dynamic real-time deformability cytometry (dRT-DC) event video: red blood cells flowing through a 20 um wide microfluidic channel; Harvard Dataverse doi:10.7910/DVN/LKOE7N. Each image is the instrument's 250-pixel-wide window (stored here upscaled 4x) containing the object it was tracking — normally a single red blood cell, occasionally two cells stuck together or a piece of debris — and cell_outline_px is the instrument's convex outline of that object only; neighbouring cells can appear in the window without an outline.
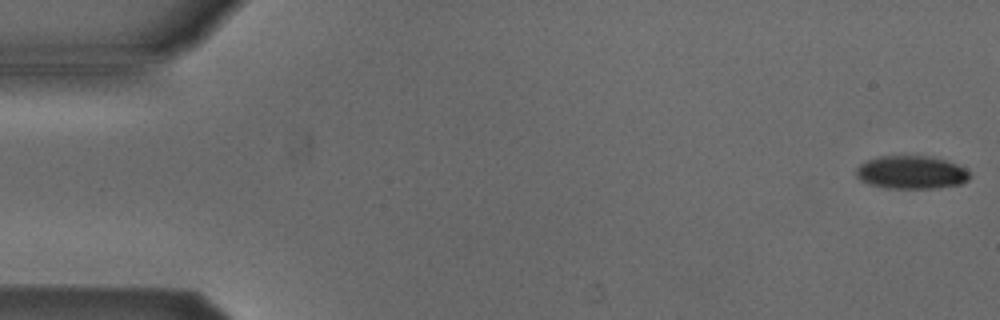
{"species": "Egyptian fruit bat (a non-hibernating species)", "species_latin": "Rousettus aegyptiacus", "temperature_condition": "cold", "stored_images_in_passage": 53, "camera_frame_rate_fps": 3000, "um_per_image_px": 0.085, "animal": {"sex": "male"}, "frame": {"image": 1, "passage_image": 1, "time_ms": 0.0, "image_size_px": [1000, 320], "cell_outline_px": [[968, 180], [960, 184], [936, 188], [884, 188], [868, 184], [860, 180], [856, 176], [856, 168], [860, 164], [868, 160], [880, 156], [928, 156], [944, 160], [956, 164], [964, 168], [968, 172]], "centroid_in_image_um": [77.41, 14.66], "position_along_channel_um": 7.6, "area_um2": 21.79}}
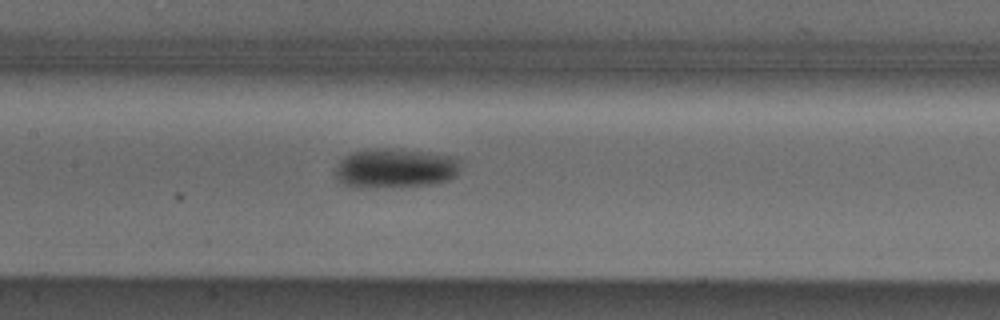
{"frame": {"image": 2, "passage_image": 25, "time_ms": 8.0, "image_size_px": [1000, 320], "cell_outline_px": [[460, 172], [456, 176], [448, 180], [432, 184], [352, 188], [344, 184], [332, 172], [336, 164], [344, 156], [352, 152], [364, 148], [396, 148], [428, 152], [456, 156], [460, 160]], "centroid_in_image_um": [33.58, 14.27], "position_along_channel_um": 173.8, "area_um2": 29.42}}
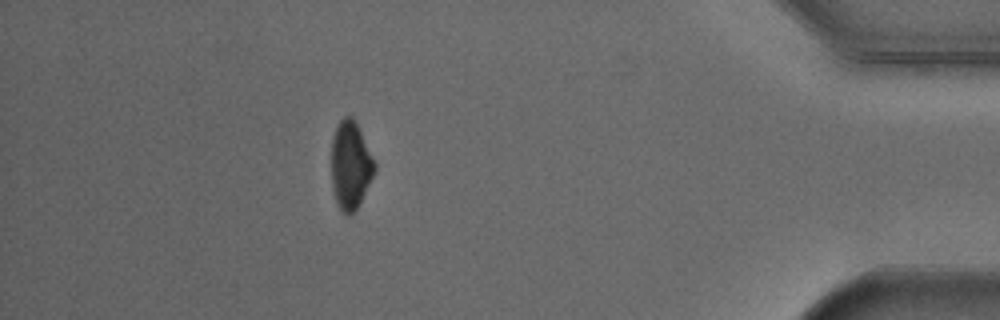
{"frame": {"image": 3, "passage_image": 47, "time_ms": 15.333, "image_size_px": [1000, 320], "cell_outline_px": [[376, 168], [360, 204], [352, 216], [348, 216], [336, 204], [332, 188], [332, 136], [340, 120], [344, 116], [352, 116], [376, 164]], "centroid_in_image_um": [29.78, 14.1], "position_along_channel_um": 405.4, "area_um2": 21.96}, "authors_computed_cell_mechanics": {"area_um2": 24.854, "velocity_mm_per_s": 3.8621, "shape_relaxation_time_tau1_ms": 2.8173, "shape_relaxation_time_tau2_ms": null, "deformation_change_tau1": 0.0992, "deformation_change_tau2": null}}